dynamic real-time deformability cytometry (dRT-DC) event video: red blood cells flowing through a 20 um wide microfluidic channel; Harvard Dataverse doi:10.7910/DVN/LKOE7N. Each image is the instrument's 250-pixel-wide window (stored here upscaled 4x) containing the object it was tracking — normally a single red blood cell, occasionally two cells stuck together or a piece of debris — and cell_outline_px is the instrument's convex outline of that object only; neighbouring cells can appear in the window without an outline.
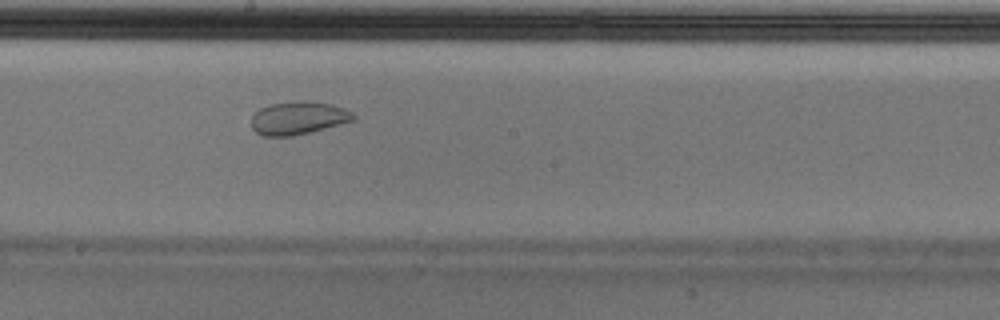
{"species": "Egyptian fruit bat (a non-hibernating species)", "species_latin": "Rousettus aegyptiacus", "temperature_condition": "cold", "stored_images_in_passage": 51, "camera_frame_rate_fps": 3000, "um_per_image_px": 0.085, "animal": {"sex": "male"}, "frame": {"image": 1, "passage_image": 30, "time_ms": 9.667, "image_size_px": [1000, 320], "cell_outline_px": [[356, 120], [292, 136], [264, 136], [256, 132], [252, 128], [252, 116], [260, 108], [268, 104], [296, 100], [304, 100], [332, 104], [344, 108], [352, 112], [356, 116]], "centroid_in_image_um": [25.35, 10.01], "position_along_channel_um": 222.8, "area_um2": 19.71}}